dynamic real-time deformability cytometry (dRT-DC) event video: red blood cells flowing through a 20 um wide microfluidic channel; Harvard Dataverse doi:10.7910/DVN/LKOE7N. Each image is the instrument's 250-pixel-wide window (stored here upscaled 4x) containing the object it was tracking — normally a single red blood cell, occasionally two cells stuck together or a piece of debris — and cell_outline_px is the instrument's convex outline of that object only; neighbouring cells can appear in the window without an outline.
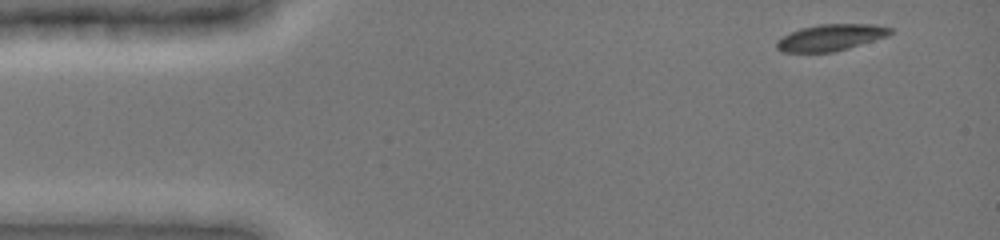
{"species": "common noctule bat (a hibernating species)", "species_latin": "Nyctalus noctula", "temperature_condition": "cold", "stored_images_in_passage": 16, "camera_frame_rate_fps": 3000, "um_per_image_px": 0.085, "animal": {"sex": "female", "body_mass_g": 19.0, "forearm_length_mm": 51.5}, "frame": {"image": 1, "passage_image": 1, "time_ms": 0.0, "image_size_px": [1000, 240], "cell_outline_px": [[892, 32], [888, 36], [848, 48], [832, 52], [780, 52], [776, 48], [776, 40], [800, 28], [820, 24], [872, 24], [892, 28]], "centroid_in_image_um": [70.59, 3.19], "position_along_channel_um": 14.4, "area_um2": 17.46}}
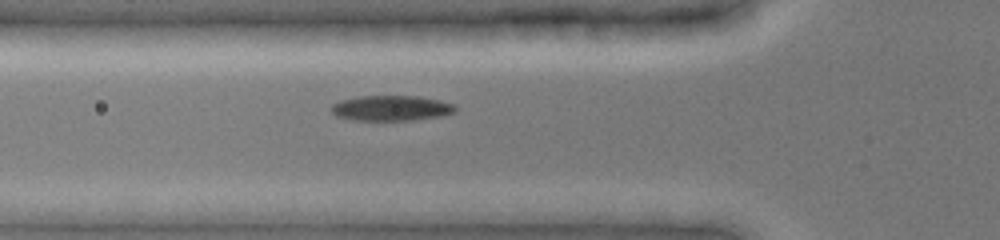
{"frame": {"image": 2, "passage_image": 7, "time_ms": 4.333, "image_size_px": [1000, 240], "cell_outline_px": [[456, 112], [444, 116], [412, 120], [352, 120], [336, 116], [328, 108], [332, 104], [340, 100], [360, 96], [416, 96], [440, 100], [452, 104], [456, 108]], "centroid_in_image_um": [33.23, 9.19], "position_along_channel_um": 92.6, "area_um2": 18.44}}
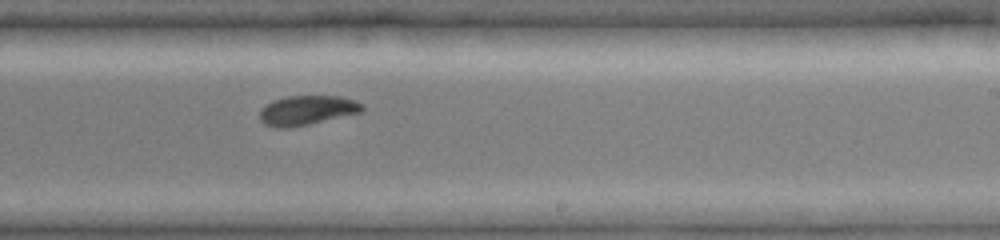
{"frame": {"image": 3, "passage_image": 16, "time_ms": 8.667, "image_size_px": [1000, 240], "cell_outline_px": [[364, 108], [360, 112], [308, 124], [288, 128], [276, 128], [264, 124], [260, 120], [260, 108], [272, 100], [288, 96], [340, 96], [364, 104]], "centroid_in_image_um": [26.04, 9.37], "position_along_channel_um": 263.0, "area_um2": 17.51}}